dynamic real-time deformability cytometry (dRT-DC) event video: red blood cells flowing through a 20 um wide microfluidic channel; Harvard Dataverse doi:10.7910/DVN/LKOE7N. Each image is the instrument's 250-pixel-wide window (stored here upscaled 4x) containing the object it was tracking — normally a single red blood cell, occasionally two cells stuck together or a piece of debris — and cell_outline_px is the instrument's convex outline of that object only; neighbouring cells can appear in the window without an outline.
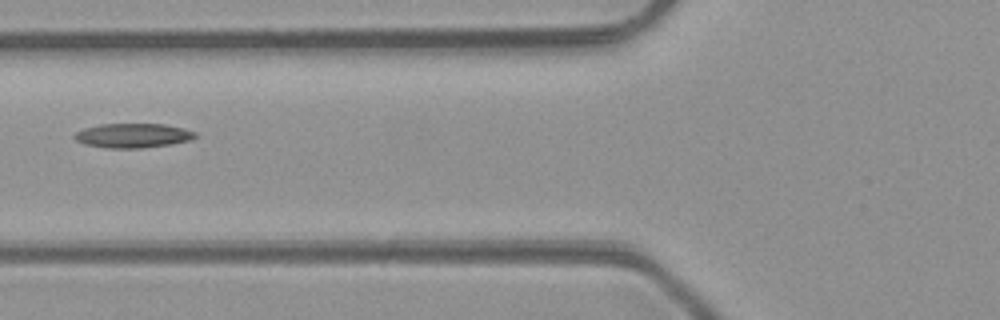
{"species": "common noctule bat (a hibernating species)", "species_latin": "Nyctalus noctula", "temperature_condition": "room temperature", "stored_images_in_passage": 4, "camera_frame_rate_fps": 3000, "um_per_image_px": 0.085, "animal": {"sex": "male", "body_mass_g": 23.1, "forearm_length_mm": 52.7}, "frame": {"image": 1, "passage_image": 4, "time_ms": 4.333, "image_size_px": [1000, 320], "cell_outline_px": [[196, 136], [192, 140], [172, 144], [140, 148], [108, 148], [84, 144], [76, 140], [72, 136], [76, 132], [84, 128], [100, 124], [164, 124], [184, 128], [196, 132]], "centroid_in_image_um": [11.31, 11.52], "position_along_channel_um": 114.5, "area_um2": 17.22}}